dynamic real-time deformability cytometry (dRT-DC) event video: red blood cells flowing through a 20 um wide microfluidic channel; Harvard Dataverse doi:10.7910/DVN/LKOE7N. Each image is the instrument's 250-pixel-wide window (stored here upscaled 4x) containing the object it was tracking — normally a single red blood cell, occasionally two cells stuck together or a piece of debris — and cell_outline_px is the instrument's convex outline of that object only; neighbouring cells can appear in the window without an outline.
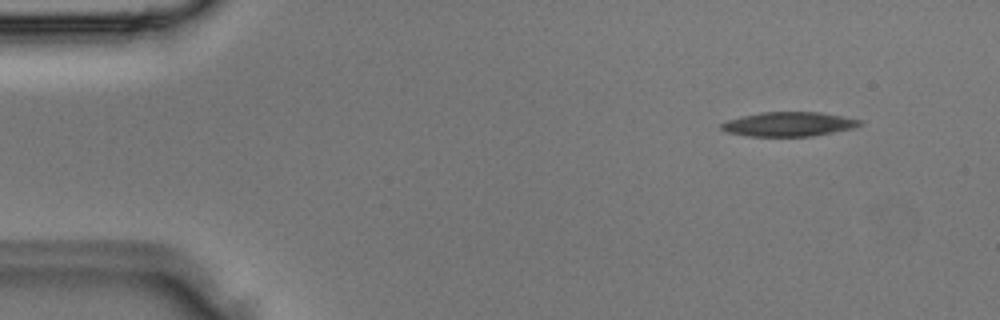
{"species": "Egyptian fruit bat (a non-hibernating species)", "species_latin": "Rousettus aegyptiacus", "temperature_condition": "room temperature", "stored_images_in_passage": 2, "camera_frame_rate_fps": 3000, "um_per_image_px": 0.085, "animal": {"sex": "male"}, "frame": {"image": 1, "passage_image": 1, "time_ms": 0.0, "image_size_px": [1000, 320], "cell_outline_px": [[864, 124], [852, 128], [812, 136], [748, 136], [728, 132], [720, 128], [720, 124], [728, 120], [760, 112], [820, 112], [864, 120]], "centroid_in_image_um": [67.08, 10.55], "position_along_channel_um": 17.9, "area_um2": 19.54}}